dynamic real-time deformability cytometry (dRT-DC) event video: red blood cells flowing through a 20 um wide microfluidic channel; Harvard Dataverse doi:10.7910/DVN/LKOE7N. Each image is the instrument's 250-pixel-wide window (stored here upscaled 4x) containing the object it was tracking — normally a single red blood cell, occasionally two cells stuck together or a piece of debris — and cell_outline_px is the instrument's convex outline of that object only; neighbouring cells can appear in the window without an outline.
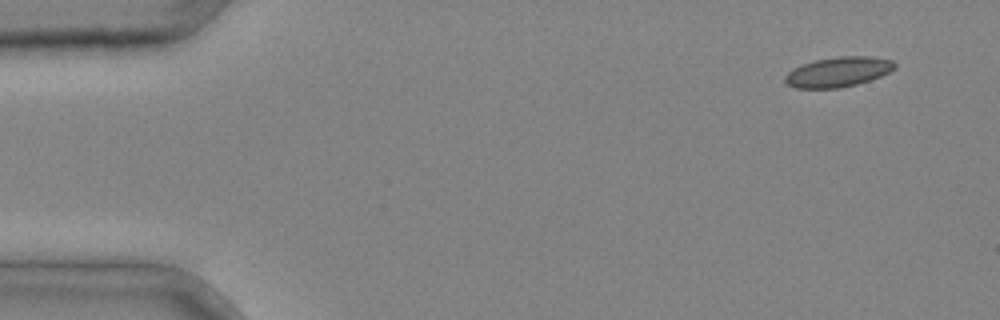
{"species": "common noctule bat (a hibernating species)", "species_latin": "Nyctalus noctula", "temperature_condition": "cold", "stored_images_in_passage": 3, "camera_frame_rate_fps": 3000, "um_per_image_px": 0.085, "animal": {"sex": "male", "body_mass_g": 20.4}, "frame": {"image": 1, "passage_image": 1, "time_ms": 0.0, "image_size_px": [1000, 320], "cell_outline_px": [[896, 68], [880, 76], [856, 84], [840, 88], [796, 88], [788, 84], [784, 80], [784, 76], [792, 68], [800, 64], [816, 60], [836, 56], [872, 56], [892, 60], [896, 64]], "centroid_in_image_um": [71.22, 6.1], "position_along_channel_um": 13.8, "area_um2": 19.19}}